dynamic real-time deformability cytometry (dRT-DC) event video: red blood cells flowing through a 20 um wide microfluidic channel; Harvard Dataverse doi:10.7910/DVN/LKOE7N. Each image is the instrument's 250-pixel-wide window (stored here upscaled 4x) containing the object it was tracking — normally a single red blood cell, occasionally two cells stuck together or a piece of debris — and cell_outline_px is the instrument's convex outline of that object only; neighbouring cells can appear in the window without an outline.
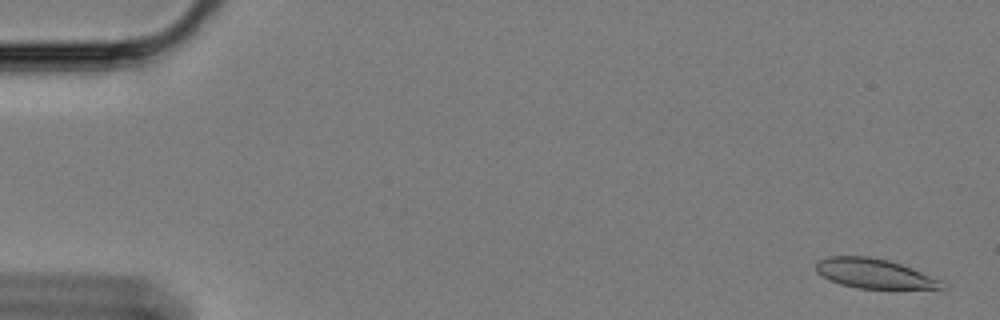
{"species": "Egyptian fruit bat (a non-hibernating species)", "species_latin": "Rousettus aegyptiacus", "temperature_condition": "cold", "stored_images_in_passage": 60, "camera_frame_rate_fps": 3000, "um_per_image_px": 0.085, "animal": {"sex": "female"}, "frame": {"image": 1, "passage_image": 2, "time_ms": 0.333, "image_size_px": [1000, 320], "cell_outline_px": [[948, 288], [856, 288], [840, 284], [816, 272], [816, 264], [820, 260], [828, 256], [868, 256], [888, 260], [912, 268], [944, 280], [948, 284]], "centroid_in_image_um": [74.38, 23.25], "position_along_channel_um": 10.6, "area_um2": 21.68}}
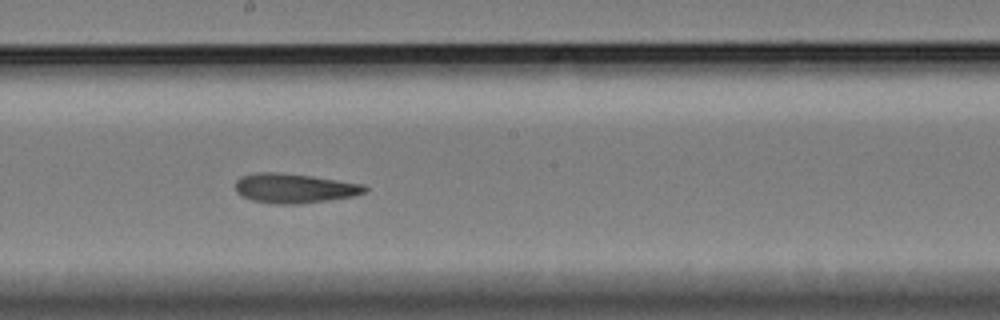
{"frame": {"image": 2, "passage_image": 33, "time_ms": 10.667, "image_size_px": [1000, 320], "cell_outline_px": [[368, 188], [364, 192], [352, 196], [328, 200], [300, 204], [276, 204], [252, 200], [240, 196], [236, 192], [236, 180], [240, 176], [256, 172], [276, 172], [312, 176], [364, 184]], "centroid_in_image_um": [24.98, 16.0], "position_along_channel_um": 223.2, "area_um2": 22.31}}
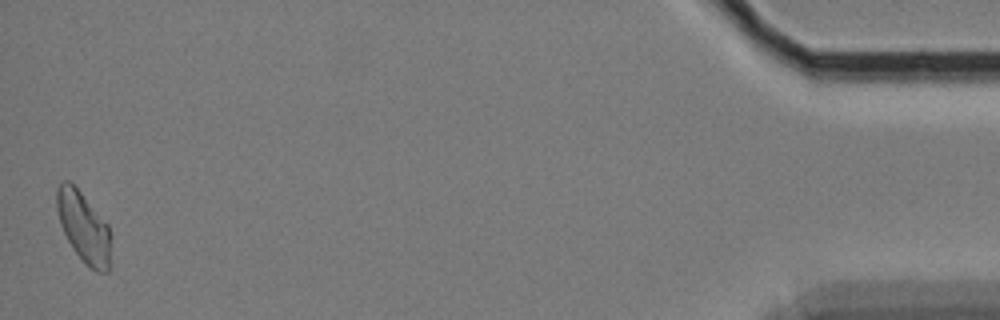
{"frame": {"image": 3, "passage_image": 59, "time_ms": 19.333, "image_size_px": [1000, 320], "cell_outline_px": [[112, 236], [108, 272], [96, 272], [88, 268], [72, 248], [60, 224], [56, 208], [56, 188], [60, 180], [68, 180], [80, 192], [108, 224]], "centroid_in_image_um": [7.11, 19.33], "position_along_channel_um": 428.1, "area_um2": 22.48}, "authors_computed_cell_mechanics": {"area_um2": 22.4264, "velocity_mm_per_s": 3.3515, "shape_relaxation_time_tau1_ms": null, "shape_relaxation_time_tau2_ms": 4.7851, "deformation_change_tau1": null, "deformation_change_tau2": 0.0987}}